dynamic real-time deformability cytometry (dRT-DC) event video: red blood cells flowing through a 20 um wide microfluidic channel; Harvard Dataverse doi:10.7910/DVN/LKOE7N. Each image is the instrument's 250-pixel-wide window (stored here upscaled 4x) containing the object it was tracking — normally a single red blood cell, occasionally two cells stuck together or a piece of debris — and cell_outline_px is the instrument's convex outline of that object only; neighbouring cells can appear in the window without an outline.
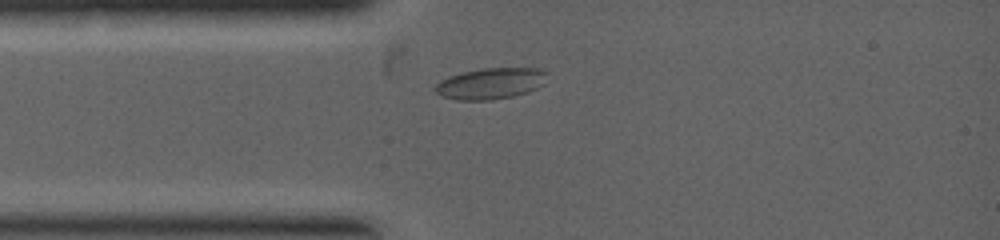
{"species": "common noctule bat (a hibernating species)", "species_latin": "Nyctalus noctula", "temperature_condition": "warm", "stored_images_in_passage": 2, "camera_frame_rate_fps": 5000, "um_per_image_px": 0.085, "animal": {"sex": "female", "body_mass_g": 19.0, "forearm_length_mm": 53.3}, "frame": {"image": 1, "passage_image": 2, "time_ms": 1.0, "image_size_px": [1000, 240], "cell_outline_px": [[548, 72], [544, 84], [528, 92], [512, 96], [492, 100], [456, 100], [444, 96], [436, 92], [436, 84], [440, 80], [464, 72], [480, 68], [536, 68]], "centroid_in_image_um": [41.74, 7.09], "position_along_channel_um": 43.3, "area_um2": 20.17}}